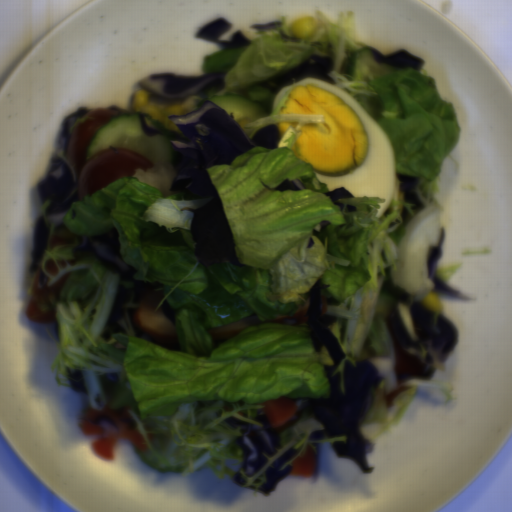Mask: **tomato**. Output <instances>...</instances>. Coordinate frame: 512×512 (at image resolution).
I'll return each mask as SVG.
<instances>
[{"label": "tomato", "mask_w": 512, "mask_h": 512, "mask_svg": "<svg viewBox=\"0 0 512 512\" xmlns=\"http://www.w3.org/2000/svg\"><path fill=\"white\" fill-rule=\"evenodd\" d=\"M119 114L117 109L105 107L89 110L83 115L88 119L70 132L65 157L74 167L80 200L109 183L134 176L136 170H145L155 165L139 152L122 147L111 146L88 156L96 133L112 119L119 118Z\"/></svg>", "instance_id": "512abeb7"}, {"label": "tomato", "mask_w": 512, "mask_h": 512, "mask_svg": "<svg viewBox=\"0 0 512 512\" xmlns=\"http://www.w3.org/2000/svg\"><path fill=\"white\" fill-rule=\"evenodd\" d=\"M384 322L387 326L388 333L393 346L396 358L395 369L397 373L407 376H421L423 372V364L419 361V359L416 356H411L402 349L393 331L390 317L385 316Z\"/></svg>", "instance_id": "da07e99c"}, {"label": "tomato", "mask_w": 512, "mask_h": 512, "mask_svg": "<svg viewBox=\"0 0 512 512\" xmlns=\"http://www.w3.org/2000/svg\"><path fill=\"white\" fill-rule=\"evenodd\" d=\"M40 275H41V267L39 264L38 267L36 268V275H35L34 283L32 285V292L34 293L35 296H37L39 298V297L46 295L49 291H52L54 294V297L57 301L58 298L60 297L62 287L70 275V271L54 285H48L45 287H41V285H40Z\"/></svg>", "instance_id": "590e3db6"}, {"label": "tomato", "mask_w": 512, "mask_h": 512, "mask_svg": "<svg viewBox=\"0 0 512 512\" xmlns=\"http://www.w3.org/2000/svg\"><path fill=\"white\" fill-rule=\"evenodd\" d=\"M27 315L32 318L35 322L48 323L55 319L56 314L53 310H47L46 312L40 311L35 300L30 299L27 306Z\"/></svg>", "instance_id": "269afe34"}, {"label": "tomato", "mask_w": 512, "mask_h": 512, "mask_svg": "<svg viewBox=\"0 0 512 512\" xmlns=\"http://www.w3.org/2000/svg\"><path fill=\"white\" fill-rule=\"evenodd\" d=\"M45 270L50 275H53V276L57 275L58 268H57L55 262L51 258L48 259L47 261H45Z\"/></svg>", "instance_id": "8d92a7de"}, {"label": "tomato", "mask_w": 512, "mask_h": 512, "mask_svg": "<svg viewBox=\"0 0 512 512\" xmlns=\"http://www.w3.org/2000/svg\"><path fill=\"white\" fill-rule=\"evenodd\" d=\"M59 245H70L69 241L67 240H64L62 238H59V237H53L52 239V245H51V249L54 248V247H57Z\"/></svg>", "instance_id": "978c3c59"}, {"label": "tomato", "mask_w": 512, "mask_h": 512, "mask_svg": "<svg viewBox=\"0 0 512 512\" xmlns=\"http://www.w3.org/2000/svg\"><path fill=\"white\" fill-rule=\"evenodd\" d=\"M58 263H59V267H66V263L65 261L62 259V260H58Z\"/></svg>", "instance_id": "88470153"}, {"label": "tomato", "mask_w": 512, "mask_h": 512, "mask_svg": "<svg viewBox=\"0 0 512 512\" xmlns=\"http://www.w3.org/2000/svg\"><path fill=\"white\" fill-rule=\"evenodd\" d=\"M71 264H73L76 260L73 258L71 260H68Z\"/></svg>", "instance_id": "46de05ee"}]
</instances>
